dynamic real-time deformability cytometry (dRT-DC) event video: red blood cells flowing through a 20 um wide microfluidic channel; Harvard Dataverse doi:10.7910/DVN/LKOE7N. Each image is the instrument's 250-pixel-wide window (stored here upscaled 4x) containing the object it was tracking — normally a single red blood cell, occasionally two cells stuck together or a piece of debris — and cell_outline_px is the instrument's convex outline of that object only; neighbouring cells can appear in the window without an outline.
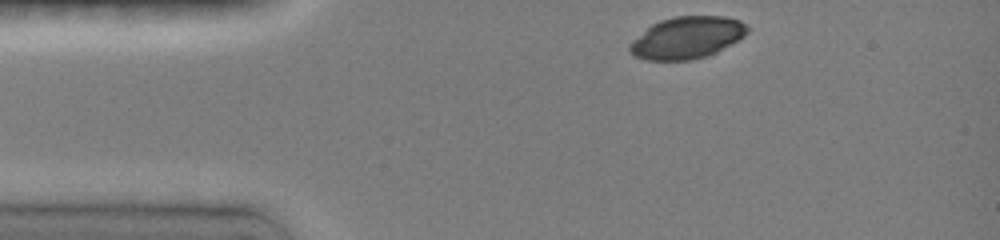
{"species": "common noctule bat (a hibernating species)", "species_latin": "Nyctalus noctula", "temperature_condition": "room temperature", "stored_images_in_passage": 3, "camera_frame_rate_fps": 3000, "um_per_image_px": 0.085, "animal": {"sex": "female", "body_mass_g": 19.0, "forearm_length_mm": 51.5}, "frame": {"image": 1, "passage_image": 1, "time_ms": 0.0, "image_size_px": [1000, 240], "cell_outline_px": [[748, 32], [744, 36], [716, 52], [704, 56], [688, 60], [648, 60], [636, 56], [628, 48], [652, 24], [660, 20], [672, 16], [724, 16], [740, 20], [748, 28]], "centroid_in_image_um": [58.44, 3.18], "position_along_channel_um": 26.6, "area_um2": 28.09}}